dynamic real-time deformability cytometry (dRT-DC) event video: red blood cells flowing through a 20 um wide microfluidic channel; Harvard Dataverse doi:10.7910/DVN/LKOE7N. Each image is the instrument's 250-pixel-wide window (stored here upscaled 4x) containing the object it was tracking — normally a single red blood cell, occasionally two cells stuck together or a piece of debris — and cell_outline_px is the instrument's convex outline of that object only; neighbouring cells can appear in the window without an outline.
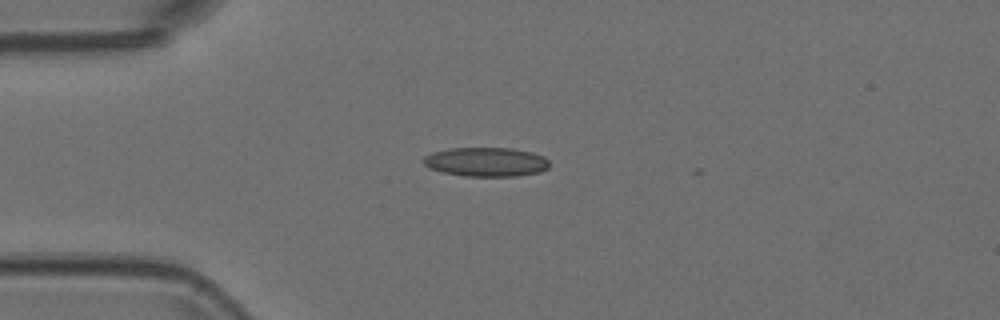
{"species": "Egyptian fruit bat (a non-hibernating species)", "species_latin": "Rousettus aegyptiacus", "temperature_condition": "room temperature", "stored_images_in_passage": 7, "camera_frame_rate_fps": 3000, "um_per_image_px": 0.085, "animal": {"sex": "female"}, "frame": {"image": 1, "passage_image": 1, "time_ms": 0.0, "image_size_px": [1000, 320], "cell_outline_px": [[548, 168], [540, 172], [516, 176], [464, 176], [444, 172], [428, 168], [420, 160], [424, 156], [432, 152], [448, 148], [512, 148], [532, 152], [544, 156], [548, 160]], "centroid_in_image_um": [41.29, 13.76], "position_along_channel_um": 43.7, "area_um2": 21.56}}
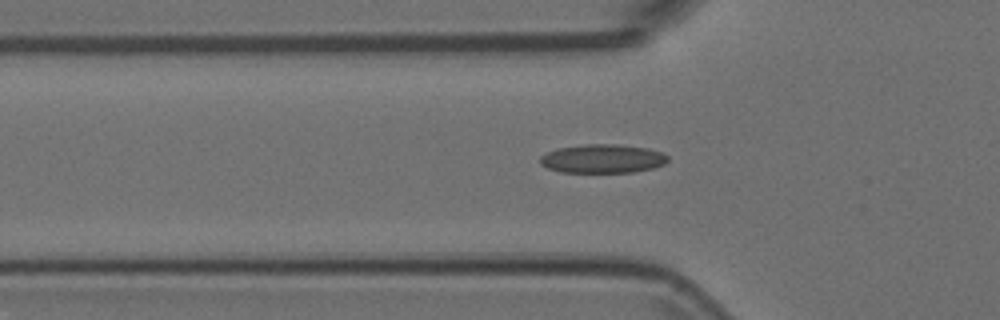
{"frame": {"image": 2, "passage_image": 5, "time_ms": 1.333, "image_size_px": [1000, 320], "cell_outline_px": [[668, 160], [664, 164], [652, 168], [632, 172], [560, 172], [548, 168], [540, 164], [540, 156], [548, 152], [560, 148], [584, 144], [616, 144], [648, 148], [660, 152], [668, 156]], "centroid_in_image_um": [51.21, 13.49], "position_along_channel_um": 74.6, "area_um2": 21.27}}